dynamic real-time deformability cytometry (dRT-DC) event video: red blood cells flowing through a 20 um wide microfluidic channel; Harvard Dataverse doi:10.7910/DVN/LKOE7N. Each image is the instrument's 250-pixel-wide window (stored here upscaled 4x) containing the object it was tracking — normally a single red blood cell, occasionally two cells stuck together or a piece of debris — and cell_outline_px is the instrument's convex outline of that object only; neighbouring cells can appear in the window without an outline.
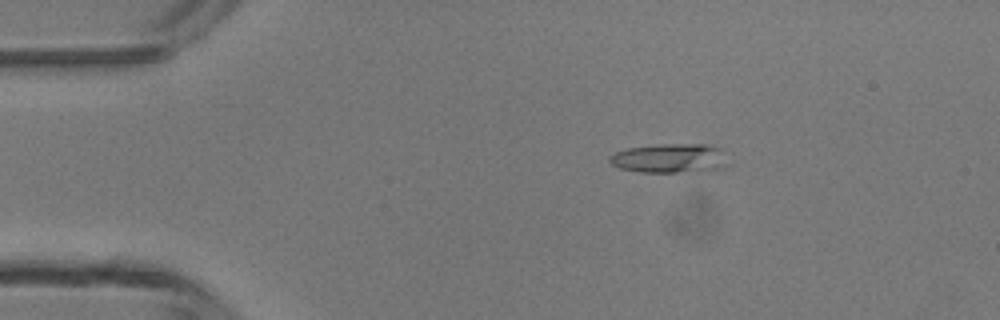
{"species": "common noctule bat (a hibernating species)", "species_latin": "Nyctalus noctula", "temperature_condition": "room temperature", "stored_images_in_passage": 6, "camera_frame_rate_fps": 3000, "um_per_image_px": 0.085, "animal": {"sex": "male", "body_mass_g": 13.3}, "frame": {"image": 1, "passage_image": 3, "time_ms": 2.333, "image_size_px": [1000, 320], "cell_outline_px": [[728, 164], [724, 168], [676, 172], [640, 172], [620, 168], [612, 164], [608, 160], [608, 156], [616, 152], [628, 148], [660, 144], [708, 144], [720, 148]], "centroid_in_image_um": [56.91, 13.44], "position_along_channel_um": 28.1, "area_um2": 20.06}}
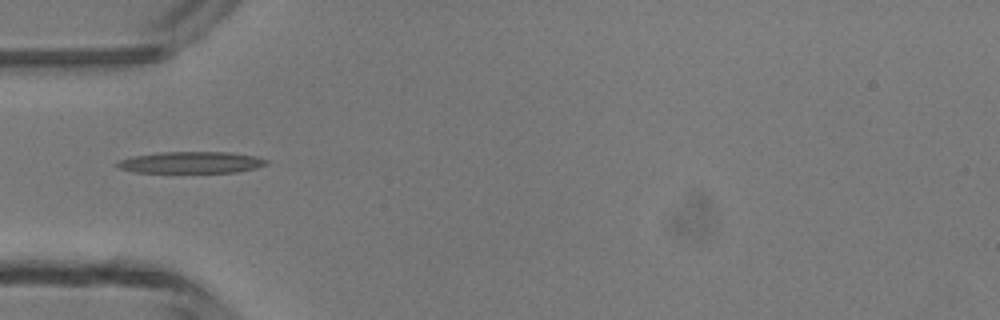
{"frame": {"image": 2, "passage_image": 5, "time_ms": 4.667, "image_size_px": [1000, 320], "cell_outline_px": [[268, 164], [256, 168], [236, 172], [136, 172], [120, 168], [116, 164], [120, 160], [132, 156], [156, 152], [228, 152], [256, 156], [268, 160]], "centroid_in_image_um": [16.28, 13.8], "position_along_channel_um": 68.7, "area_um2": 18.67}}
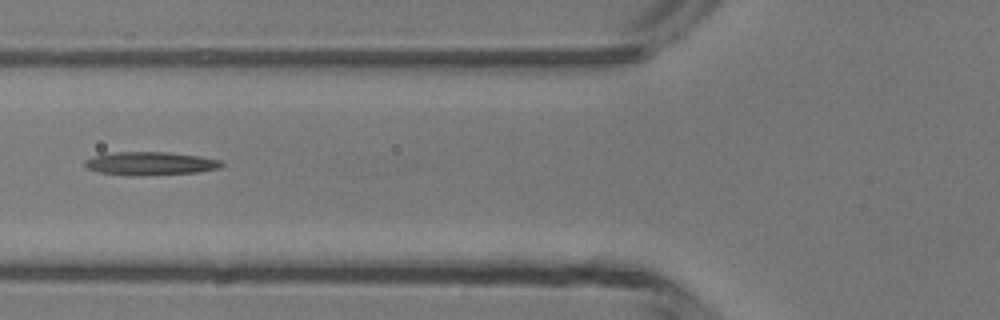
{"frame": {"image": 3, "passage_image": 6, "time_ms": 5.667, "image_size_px": [1000, 320], "cell_outline_px": [[224, 164], [220, 168], [196, 172], [140, 176], [128, 176], [96, 172], [88, 168], [84, 164], [84, 160], [92, 156], [112, 152], [168, 152], [200, 156], [220, 160]], "centroid_in_image_um": [12.73, 13.9], "position_along_channel_um": 113.1, "area_um2": 18.79}}